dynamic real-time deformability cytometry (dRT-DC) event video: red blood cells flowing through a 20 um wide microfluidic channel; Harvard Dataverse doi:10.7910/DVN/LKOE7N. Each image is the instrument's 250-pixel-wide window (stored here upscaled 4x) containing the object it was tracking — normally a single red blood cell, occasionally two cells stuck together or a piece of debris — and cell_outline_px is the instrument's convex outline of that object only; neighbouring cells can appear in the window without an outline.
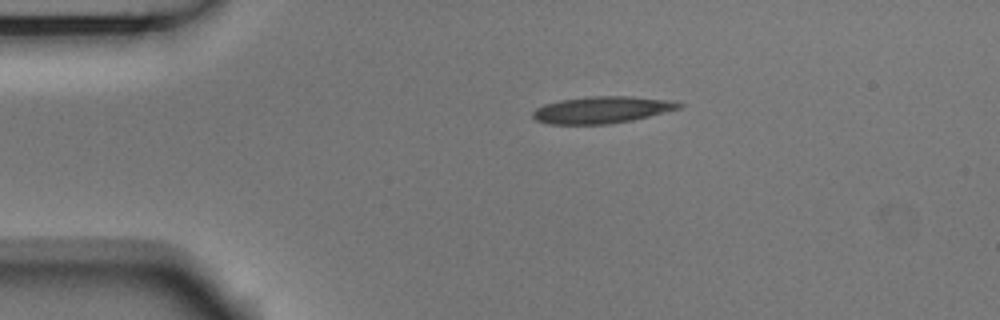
{"species": "Egyptian fruit bat (a non-hibernating species)", "species_latin": "Rousettus aegyptiacus", "temperature_condition": "room temperature", "stored_images_in_passage": 44, "camera_frame_rate_fps": 3000, "um_per_image_px": 0.085, "animal": {"sex": "male"}, "frame": {"image": 1, "passage_image": 1, "time_ms": 0.0, "image_size_px": [1000, 320], "cell_outline_px": [[684, 104], [680, 108], [632, 120], [608, 124], [548, 124], [536, 120], [532, 116], [532, 112], [536, 108], [544, 104], [560, 100], [588, 96], [628, 96], [672, 100]], "centroid_in_image_um": [51.14, 9.33], "position_along_channel_um": 33.9, "area_um2": 22.83}}
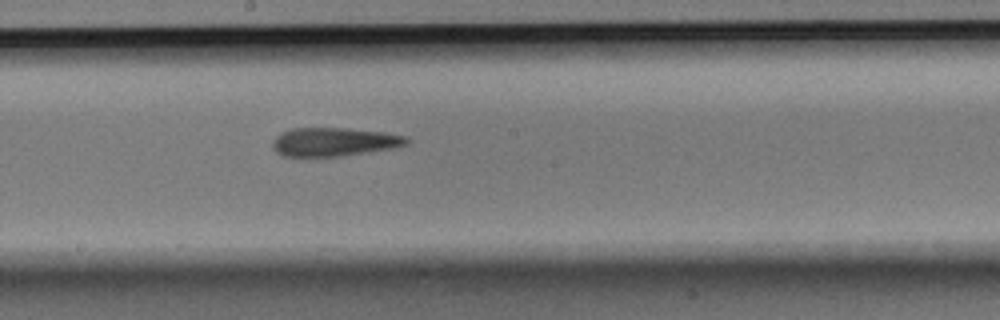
{"frame": {"image": 2, "passage_image": 19, "time_ms": 6.0, "image_size_px": [1000, 320], "cell_outline_px": [[412, 140], [408, 144], [392, 148], [340, 156], [284, 156], [276, 152], [272, 148], [272, 140], [276, 136], [292, 128], [344, 128], [384, 132], [408, 136]], "centroid_in_image_um": [28.42, 12.05], "position_along_channel_um": 219.8, "area_um2": 22.31}}
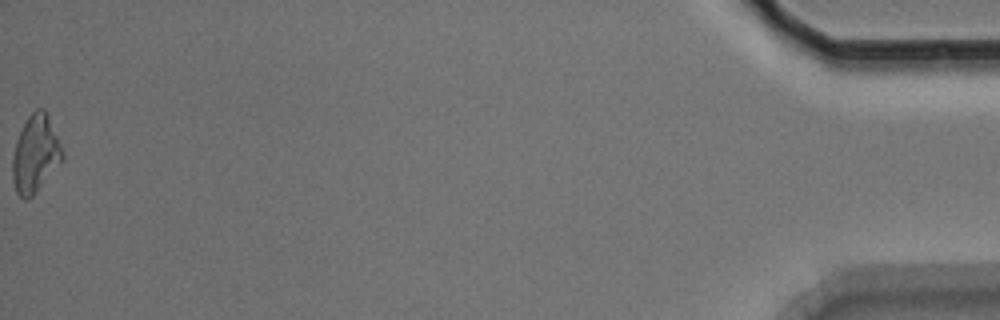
{"frame": {"image": 3, "passage_image": 44, "time_ms": 14.333, "image_size_px": [1000, 320], "cell_outline_px": [[64, 160], [36, 192], [28, 200], [24, 200], [16, 192], [12, 180], [12, 156], [16, 140], [28, 116], [36, 108], [44, 108], [48, 116], [64, 152]], "centroid_in_image_um": [3.01, 13.11], "position_along_channel_um": 432.2, "area_um2": 22.6}, "authors_computed_cell_mechanics": {"area_um2": 22.2819, "velocity_mm_per_s": 3.7446, "shape_relaxation_time_tau1_ms": 9.8839, "shape_relaxation_time_tau2_ms": 5.3288, "deformation_change_tau1": 0.2213, "deformation_change_tau2": 0.1856}}